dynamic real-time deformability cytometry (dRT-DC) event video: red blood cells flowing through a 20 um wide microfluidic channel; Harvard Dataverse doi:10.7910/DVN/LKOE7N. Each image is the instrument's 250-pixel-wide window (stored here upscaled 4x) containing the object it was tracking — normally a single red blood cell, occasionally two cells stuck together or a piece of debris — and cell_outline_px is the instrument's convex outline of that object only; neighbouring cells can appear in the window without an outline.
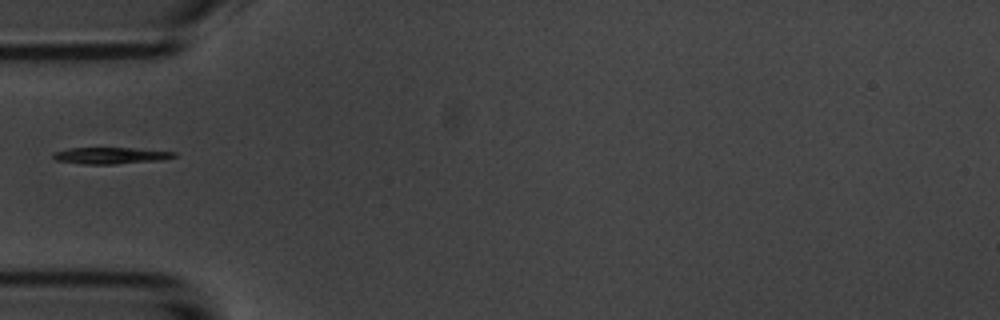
{"species": "common noctule bat (a hibernating species)", "species_latin": "Nyctalus noctula", "temperature_condition": "room temperature", "stored_images_in_passage": 2, "camera_frame_rate_fps": 3000, "um_per_image_px": 0.085, "animal": {"sex": "male", "body_mass_g": 20.1, "forearm_length_mm": 53.5}, "frame": {"image": 1, "passage_image": 1, "time_ms": 0.0, "image_size_px": [1000, 320], "cell_outline_px": [[176, 156], [164, 160], [116, 164], [84, 164], [56, 160], [52, 156], [52, 152], [68, 148], [132, 148], [176, 152]], "centroid_in_image_um": [9.4, 13.22], "position_along_channel_um": 75.6, "area_um2": 11.68}}